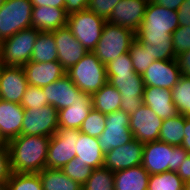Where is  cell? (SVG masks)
<instances>
[{"label":"cell","instance_id":"1","mask_svg":"<svg viewBox=\"0 0 190 190\" xmlns=\"http://www.w3.org/2000/svg\"><path fill=\"white\" fill-rule=\"evenodd\" d=\"M179 27L177 11L147 4L143 21L135 34L140 43H150L155 60L176 59L172 33Z\"/></svg>","mask_w":190,"mask_h":190},{"label":"cell","instance_id":"2","mask_svg":"<svg viewBox=\"0 0 190 190\" xmlns=\"http://www.w3.org/2000/svg\"><path fill=\"white\" fill-rule=\"evenodd\" d=\"M50 138L19 135L10 140L7 145L12 172L39 173L45 169Z\"/></svg>","mask_w":190,"mask_h":190},{"label":"cell","instance_id":"3","mask_svg":"<svg viewBox=\"0 0 190 190\" xmlns=\"http://www.w3.org/2000/svg\"><path fill=\"white\" fill-rule=\"evenodd\" d=\"M188 152L182 146H172L160 140L144 143L142 166L150 174L177 172Z\"/></svg>","mask_w":190,"mask_h":190},{"label":"cell","instance_id":"4","mask_svg":"<svg viewBox=\"0 0 190 190\" xmlns=\"http://www.w3.org/2000/svg\"><path fill=\"white\" fill-rule=\"evenodd\" d=\"M66 74L79 90L90 95L108 82L106 65L92 51L67 70Z\"/></svg>","mask_w":190,"mask_h":190},{"label":"cell","instance_id":"5","mask_svg":"<svg viewBox=\"0 0 190 190\" xmlns=\"http://www.w3.org/2000/svg\"><path fill=\"white\" fill-rule=\"evenodd\" d=\"M135 37L131 30L106 21L101 38L92 52L107 65L118 56L129 52Z\"/></svg>","mask_w":190,"mask_h":190},{"label":"cell","instance_id":"6","mask_svg":"<svg viewBox=\"0 0 190 190\" xmlns=\"http://www.w3.org/2000/svg\"><path fill=\"white\" fill-rule=\"evenodd\" d=\"M32 9L30 0H4L0 5V39L32 27Z\"/></svg>","mask_w":190,"mask_h":190},{"label":"cell","instance_id":"7","mask_svg":"<svg viewBox=\"0 0 190 190\" xmlns=\"http://www.w3.org/2000/svg\"><path fill=\"white\" fill-rule=\"evenodd\" d=\"M106 21L86 9L68 15L67 27L87 51H93L101 38Z\"/></svg>","mask_w":190,"mask_h":190},{"label":"cell","instance_id":"8","mask_svg":"<svg viewBox=\"0 0 190 190\" xmlns=\"http://www.w3.org/2000/svg\"><path fill=\"white\" fill-rule=\"evenodd\" d=\"M34 27L23 29L3 41L1 65L23 67L30 61L38 33Z\"/></svg>","mask_w":190,"mask_h":190},{"label":"cell","instance_id":"9","mask_svg":"<svg viewBox=\"0 0 190 190\" xmlns=\"http://www.w3.org/2000/svg\"><path fill=\"white\" fill-rule=\"evenodd\" d=\"M81 134L76 128L58 127L51 136L46 160V168L62 169L76 157V143Z\"/></svg>","mask_w":190,"mask_h":190},{"label":"cell","instance_id":"10","mask_svg":"<svg viewBox=\"0 0 190 190\" xmlns=\"http://www.w3.org/2000/svg\"><path fill=\"white\" fill-rule=\"evenodd\" d=\"M108 83L114 86L121 94L120 110L131 115L143 105L144 82L137 73H118L107 75Z\"/></svg>","mask_w":190,"mask_h":190},{"label":"cell","instance_id":"11","mask_svg":"<svg viewBox=\"0 0 190 190\" xmlns=\"http://www.w3.org/2000/svg\"><path fill=\"white\" fill-rule=\"evenodd\" d=\"M130 115L118 110L106 114L105 130L98 137L100 148L104 154L113 148L125 145L134 139L129 129Z\"/></svg>","mask_w":190,"mask_h":190},{"label":"cell","instance_id":"12","mask_svg":"<svg viewBox=\"0 0 190 190\" xmlns=\"http://www.w3.org/2000/svg\"><path fill=\"white\" fill-rule=\"evenodd\" d=\"M58 127V110L53 106L24 110L21 135L51 137Z\"/></svg>","mask_w":190,"mask_h":190},{"label":"cell","instance_id":"13","mask_svg":"<svg viewBox=\"0 0 190 190\" xmlns=\"http://www.w3.org/2000/svg\"><path fill=\"white\" fill-rule=\"evenodd\" d=\"M162 123L163 120L150 107L143 104L130 115L129 129L133 133L134 139L139 142H153L159 139Z\"/></svg>","mask_w":190,"mask_h":190},{"label":"cell","instance_id":"14","mask_svg":"<svg viewBox=\"0 0 190 190\" xmlns=\"http://www.w3.org/2000/svg\"><path fill=\"white\" fill-rule=\"evenodd\" d=\"M144 85L171 90L181 77L177 59L155 60L141 75Z\"/></svg>","mask_w":190,"mask_h":190},{"label":"cell","instance_id":"15","mask_svg":"<svg viewBox=\"0 0 190 190\" xmlns=\"http://www.w3.org/2000/svg\"><path fill=\"white\" fill-rule=\"evenodd\" d=\"M144 143L136 139L105 154L104 167L112 172L142 165Z\"/></svg>","mask_w":190,"mask_h":190},{"label":"cell","instance_id":"16","mask_svg":"<svg viewBox=\"0 0 190 190\" xmlns=\"http://www.w3.org/2000/svg\"><path fill=\"white\" fill-rule=\"evenodd\" d=\"M58 62L67 71L79 62L89 51L74 37L66 26L54 31Z\"/></svg>","mask_w":190,"mask_h":190},{"label":"cell","instance_id":"17","mask_svg":"<svg viewBox=\"0 0 190 190\" xmlns=\"http://www.w3.org/2000/svg\"><path fill=\"white\" fill-rule=\"evenodd\" d=\"M27 87L28 82L23 67L0 64L1 100L20 104Z\"/></svg>","mask_w":190,"mask_h":190},{"label":"cell","instance_id":"18","mask_svg":"<svg viewBox=\"0 0 190 190\" xmlns=\"http://www.w3.org/2000/svg\"><path fill=\"white\" fill-rule=\"evenodd\" d=\"M147 4L142 0H120L107 22L137 33L143 21Z\"/></svg>","mask_w":190,"mask_h":190},{"label":"cell","instance_id":"19","mask_svg":"<svg viewBox=\"0 0 190 190\" xmlns=\"http://www.w3.org/2000/svg\"><path fill=\"white\" fill-rule=\"evenodd\" d=\"M42 90L48 104L57 110L72 106L75 101L80 99V94L82 93L67 74L57 81L42 87Z\"/></svg>","mask_w":190,"mask_h":190},{"label":"cell","instance_id":"20","mask_svg":"<svg viewBox=\"0 0 190 190\" xmlns=\"http://www.w3.org/2000/svg\"><path fill=\"white\" fill-rule=\"evenodd\" d=\"M23 69L28 85L40 88L57 81L66 74V70L58 61L48 63L29 61L23 66Z\"/></svg>","mask_w":190,"mask_h":190},{"label":"cell","instance_id":"21","mask_svg":"<svg viewBox=\"0 0 190 190\" xmlns=\"http://www.w3.org/2000/svg\"><path fill=\"white\" fill-rule=\"evenodd\" d=\"M24 110L18 103L0 99V137L5 143L21 135Z\"/></svg>","mask_w":190,"mask_h":190},{"label":"cell","instance_id":"22","mask_svg":"<svg viewBox=\"0 0 190 190\" xmlns=\"http://www.w3.org/2000/svg\"><path fill=\"white\" fill-rule=\"evenodd\" d=\"M142 99L143 104L150 107L162 120L175 117L178 114L173 103L171 90L146 86Z\"/></svg>","mask_w":190,"mask_h":190},{"label":"cell","instance_id":"23","mask_svg":"<svg viewBox=\"0 0 190 190\" xmlns=\"http://www.w3.org/2000/svg\"><path fill=\"white\" fill-rule=\"evenodd\" d=\"M67 19L65 8L38 6L32 9V27L38 31H55L66 26Z\"/></svg>","mask_w":190,"mask_h":190},{"label":"cell","instance_id":"24","mask_svg":"<svg viewBox=\"0 0 190 190\" xmlns=\"http://www.w3.org/2000/svg\"><path fill=\"white\" fill-rule=\"evenodd\" d=\"M92 108L91 95L82 92L80 99L75 101L72 106L58 110L59 127L76 128L79 130Z\"/></svg>","mask_w":190,"mask_h":190},{"label":"cell","instance_id":"25","mask_svg":"<svg viewBox=\"0 0 190 190\" xmlns=\"http://www.w3.org/2000/svg\"><path fill=\"white\" fill-rule=\"evenodd\" d=\"M76 157L92 169L104 166L105 154L100 148L98 138L81 132L76 143Z\"/></svg>","mask_w":190,"mask_h":190},{"label":"cell","instance_id":"26","mask_svg":"<svg viewBox=\"0 0 190 190\" xmlns=\"http://www.w3.org/2000/svg\"><path fill=\"white\" fill-rule=\"evenodd\" d=\"M149 175L142 165L114 172V190H147Z\"/></svg>","mask_w":190,"mask_h":190},{"label":"cell","instance_id":"27","mask_svg":"<svg viewBox=\"0 0 190 190\" xmlns=\"http://www.w3.org/2000/svg\"><path fill=\"white\" fill-rule=\"evenodd\" d=\"M91 97L93 108L102 114L106 115L120 110L121 94L108 82Z\"/></svg>","mask_w":190,"mask_h":190},{"label":"cell","instance_id":"28","mask_svg":"<svg viewBox=\"0 0 190 190\" xmlns=\"http://www.w3.org/2000/svg\"><path fill=\"white\" fill-rule=\"evenodd\" d=\"M43 190H82V186L61 169L45 168L39 173Z\"/></svg>","mask_w":190,"mask_h":190},{"label":"cell","instance_id":"29","mask_svg":"<svg viewBox=\"0 0 190 190\" xmlns=\"http://www.w3.org/2000/svg\"><path fill=\"white\" fill-rule=\"evenodd\" d=\"M30 61L38 63L58 61L54 31L38 33Z\"/></svg>","mask_w":190,"mask_h":190},{"label":"cell","instance_id":"30","mask_svg":"<svg viewBox=\"0 0 190 190\" xmlns=\"http://www.w3.org/2000/svg\"><path fill=\"white\" fill-rule=\"evenodd\" d=\"M185 116L177 114L175 117L164 119L160 128V141L172 146H181L184 139Z\"/></svg>","mask_w":190,"mask_h":190},{"label":"cell","instance_id":"31","mask_svg":"<svg viewBox=\"0 0 190 190\" xmlns=\"http://www.w3.org/2000/svg\"><path fill=\"white\" fill-rule=\"evenodd\" d=\"M129 54L135 72L140 75L155 61L150 43H140L137 39L131 43Z\"/></svg>","mask_w":190,"mask_h":190},{"label":"cell","instance_id":"32","mask_svg":"<svg viewBox=\"0 0 190 190\" xmlns=\"http://www.w3.org/2000/svg\"><path fill=\"white\" fill-rule=\"evenodd\" d=\"M171 92L178 114L190 117V76L181 75Z\"/></svg>","mask_w":190,"mask_h":190},{"label":"cell","instance_id":"33","mask_svg":"<svg viewBox=\"0 0 190 190\" xmlns=\"http://www.w3.org/2000/svg\"><path fill=\"white\" fill-rule=\"evenodd\" d=\"M147 190H184V181L172 171L149 175Z\"/></svg>","mask_w":190,"mask_h":190},{"label":"cell","instance_id":"34","mask_svg":"<svg viewBox=\"0 0 190 190\" xmlns=\"http://www.w3.org/2000/svg\"><path fill=\"white\" fill-rule=\"evenodd\" d=\"M82 190H114V172L104 166L93 169Z\"/></svg>","mask_w":190,"mask_h":190},{"label":"cell","instance_id":"35","mask_svg":"<svg viewBox=\"0 0 190 190\" xmlns=\"http://www.w3.org/2000/svg\"><path fill=\"white\" fill-rule=\"evenodd\" d=\"M5 190H43L38 173L12 172Z\"/></svg>","mask_w":190,"mask_h":190},{"label":"cell","instance_id":"36","mask_svg":"<svg viewBox=\"0 0 190 190\" xmlns=\"http://www.w3.org/2000/svg\"><path fill=\"white\" fill-rule=\"evenodd\" d=\"M105 120V114H102L100 111L92 108L88 114V117L83 121L79 130L88 136L98 138L105 130Z\"/></svg>","mask_w":190,"mask_h":190},{"label":"cell","instance_id":"37","mask_svg":"<svg viewBox=\"0 0 190 190\" xmlns=\"http://www.w3.org/2000/svg\"><path fill=\"white\" fill-rule=\"evenodd\" d=\"M61 170L72 180L83 186L87 179L91 176L93 169L79 161L78 157H75L70 162H68Z\"/></svg>","mask_w":190,"mask_h":190},{"label":"cell","instance_id":"38","mask_svg":"<svg viewBox=\"0 0 190 190\" xmlns=\"http://www.w3.org/2000/svg\"><path fill=\"white\" fill-rule=\"evenodd\" d=\"M20 105L24 109H40L45 105H49L43 90L37 86L28 85L23 94Z\"/></svg>","mask_w":190,"mask_h":190},{"label":"cell","instance_id":"39","mask_svg":"<svg viewBox=\"0 0 190 190\" xmlns=\"http://www.w3.org/2000/svg\"><path fill=\"white\" fill-rule=\"evenodd\" d=\"M107 75L118 73H136L129 52L124 53L106 65Z\"/></svg>","mask_w":190,"mask_h":190},{"label":"cell","instance_id":"40","mask_svg":"<svg viewBox=\"0 0 190 190\" xmlns=\"http://www.w3.org/2000/svg\"><path fill=\"white\" fill-rule=\"evenodd\" d=\"M172 43L176 58L181 53H184L190 50V27H181L179 26L172 33Z\"/></svg>","mask_w":190,"mask_h":190},{"label":"cell","instance_id":"41","mask_svg":"<svg viewBox=\"0 0 190 190\" xmlns=\"http://www.w3.org/2000/svg\"><path fill=\"white\" fill-rule=\"evenodd\" d=\"M119 1L120 0H89L87 9L107 21L112 10Z\"/></svg>","mask_w":190,"mask_h":190},{"label":"cell","instance_id":"42","mask_svg":"<svg viewBox=\"0 0 190 190\" xmlns=\"http://www.w3.org/2000/svg\"><path fill=\"white\" fill-rule=\"evenodd\" d=\"M12 174L8 145L0 144V188H4Z\"/></svg>","mask_w":190,"mask_h":190},{"label":"cell","instance_id":"43","mask_svg":"<svg viewBox=\"0 0 190 190\" xmlns=\"http://www.w3.org/2000/svg\"><path fill=\"white\" fill-rule=\"evenodd\" d=\"M65 10L68 15L86 10L89 5V0H64Z\"/></svg>","mask_w":190,"mask_h":190},{"label":"cell","instance_id":"44","mask_svg":"<svg viewBox=\"0 0 190 190\" xmlns=\"http://www.w3.org/2000/svg\"><path fill=\"white\" fill-rule=\"evenodd\" d=\"M179 26L190 27V5L189 1L185 0L181 7L177 10Z\"/></svg>","mask_w":190,"mask_h":190},{"label":"cell","instance_id":"45","mask_svg":"<svg viewBox=\"0 0 190 190\" xmlns=\"http://www.w3.org/2000/svg\"><path fill=\"white\" fill-rule=\"evenodd\" d=\"M176 59L181 70V75L190 76V50L181 53Z\"/></svg>","mask_w":190,"mask_h":190},{"label":"cell","instance_id":"46","mask_svg":"<svg viewBox=\"0 0 190 190\" xmlns=\"http://www.w3.org/2000/svg\"><path fill=\"white\" fill-rule=\"evenodd\" d=\"M178 176L184 181L190 180V153L184 159L182 164L180 165L179 169L176 172Z\"/></svg>","mask_w":190,"mask_h":190},{"label":"cell","instance_id":"47","mask_svg":"<svg viewBox=\"0 0 190 190\" xmlns=\"http://www.w3.org/2000/svg\"><path fill=\"white\" fill-rule=\"evenodd\" d=\"M30 1L33 7L50 6V7L65 8L64 0H30Z\"/></svg>","mask_w":190,"mask_h":190},{"label":"cell","instance_id":"48","mask_svg":"<svg viewBox=\"0 0 190 190\" xmlns=\"http://www.w3.org/2000/svg\"><path fill=\"white\" fill-rule=\"evenodd\" d=\"M185 0H155V4L177 11Z\"/></svg>","mask_w":190,"mask_h":190},{"label":"cell","instance_id":"49","mask_svg":"<svg viewBox=\"0 0 190 190\" xmlns=\"http://www.w3.org/2000/svg\"><path fill=\"white\" fill-rule=\"evenodd\" d=\"M181 146L190 153V117L185 116L184 139Z\"/></svg>","mask_w":190,"mask_h":190},{"label":"cell","instance_id":"50","mask_svg":"<svg viewBox=\"0 0 190 190\" xmlns=\"http://www.w3.org/2000/svg\"><path fill=\"white\" fill-rule=\"evenodd\" d=\"M184 190H190V180L184 182Z\"/></svg>","mask_w":190,"mask_h":190},{"label":"cell","instance_id":"51","mask_svg":"<svg viewBox=\"0 0 190 190\" xmlns=\"http://www.w3.org/2000/svg\"><path fill=\"white\" fill-rule=\"evenodd\" d=\"M2 48H3V41L0 39V63H1V56H2Z\"/></svg>","mask_w":190,"mask_h":190},{"label":"cell","instance_id":"52","mask_svg":"<svg viewBox=\"0 0 190 190\" xmlns=\"http://www.w3.org/2000/svg\"><path fill=\"white\" fill-rule=\"evenodd\" d=\"M142 1H144L146 4H151L155 2V0H142Z\"/></svg>","mask_w":190,"mask_h":190},{"label":"cell","instance_id":"53","mask_svg":"<svg viewBox=\"0 0 190 190\" xmlns=\"http://www.w3.org/2000/svg\"><path fill=\"white\" fill-rule=\"evenodd\" d=\"M0 144H6L0 137Z\"/></svg>","mask_w":190,"mask_h":190}]
</instances>
